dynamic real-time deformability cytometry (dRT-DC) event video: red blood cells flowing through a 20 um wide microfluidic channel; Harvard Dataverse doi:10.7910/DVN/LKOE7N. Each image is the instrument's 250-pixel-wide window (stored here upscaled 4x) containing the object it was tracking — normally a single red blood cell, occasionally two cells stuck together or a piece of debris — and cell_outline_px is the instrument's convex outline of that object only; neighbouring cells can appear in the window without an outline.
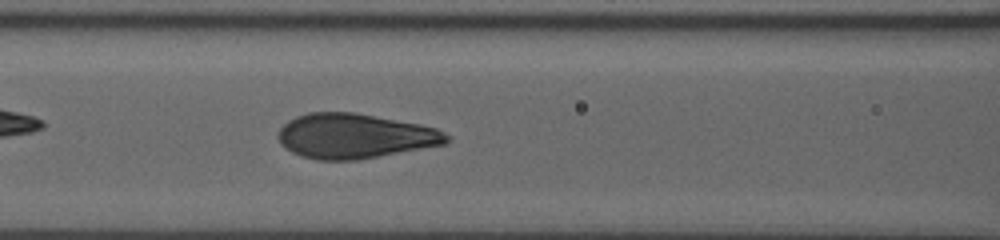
{"species": "human", "species_latin": "Homo sapiens", "temperature_condition": "room temperature", "stored_images_in_passage": 53, "camera_frame_rate_fps": 3000, "um_per_image_px": 0.085, "donor": {"sex": "male"}, "frame": {"image": 1, "passage_image": 46, "time_ms": 9.0, "image_size_px": [1000, 240], "cell_outline_px": [[452, 136], [444, 144], [356, 160], [316, 160], [300, 156], [284, 148], [280, 144], [276, 136], [280, 128], [288, 120], [296, 116], [308, 112], [356, 112], [420, 124], [436, 128]], "centroid_in_image_um": [30.1, 11.55], "position_along_channel_um": 136.5, "area_um2": 44.16}}
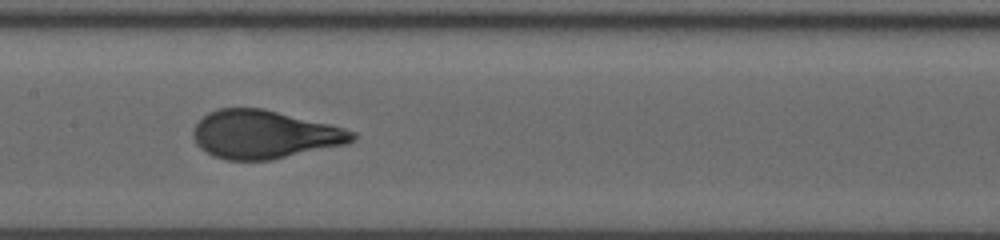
{"frame": {"image": 2, "passage_image": 52, "time_ms": 10.333, "image_size_px": [1000, 240], "cell_outline_px": [[356, 136], [348, 144], [272, 160], [228, 160], [212, 156], [200, 148], [196, 144], [192, 136], [192, 132], [196, 124], [208, 112], [216, 108], [264, 108], [344, 128], [356, 132]], "centroid_in_image_um": [22.45, 11.43], "position_along_channel_um": 185.0, "area_um2": 44.91}}